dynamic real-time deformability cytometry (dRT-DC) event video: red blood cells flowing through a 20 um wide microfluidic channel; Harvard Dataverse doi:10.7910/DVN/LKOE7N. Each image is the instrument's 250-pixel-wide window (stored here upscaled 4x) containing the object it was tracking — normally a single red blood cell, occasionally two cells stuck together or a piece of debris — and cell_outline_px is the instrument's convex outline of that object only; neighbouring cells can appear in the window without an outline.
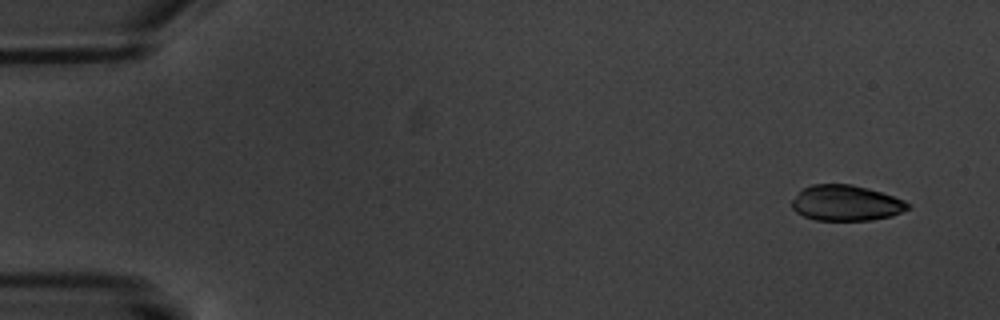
{"species": "common noctule bat (a hibernating species)", "species_latin": "Nyctalus noctula", "temperature_condition": "warm", "stored_images_in_passage": 5, "camera_frame_rate_fps": 3000, "um_per_image_px": 0.085, "animal": {"sex": "male", "body_mass_g": 20.1, "forearm_length_mm": 53.5}, "frame": {"image": 1, "passage_image": 1, "time_ms": 0.0, "image_size_px": [1000, 320], "cell_outline_px": [[912, 204], [908, 208], [892, 216], [868, 220], [816, 220], [804, 216], [796, 212], [792, 208], [792, 200], [804, 188], [812, 184], [852, 184], [868, 188], [904, 200]], "centroid_in_image_um": [71.91, 17.25], "position_along_channel_um": 13.1, "area_um2": 23.87}}
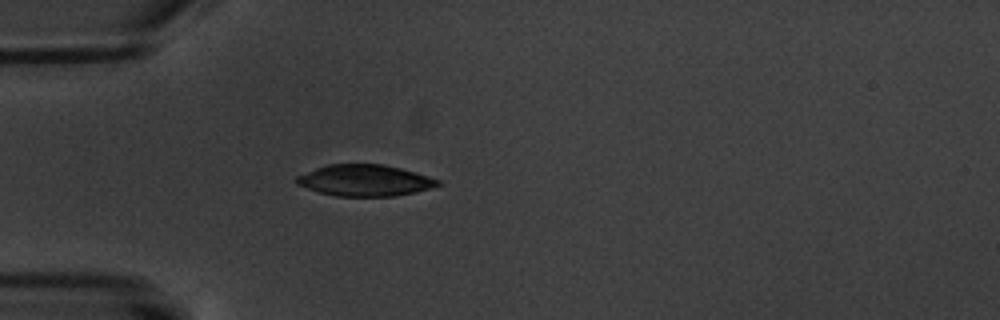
{"frame": {"image": 2, "passage_image": 5, "time_ms": 4.667, "image_size_px": [1000, 320], "cell_outline_px": [[444, 184], [416, 192], [396, 196], [336, 196], [320, 192], [296, 184], [292, 180], [296, 176], [316, 168], [328, 164], [384, 164], [416, 172], [440, 180]], "centroid_in_image_um": [31.02, 15.33], "position_along_channel_um": 54.0, "area_um2": 25.95}}